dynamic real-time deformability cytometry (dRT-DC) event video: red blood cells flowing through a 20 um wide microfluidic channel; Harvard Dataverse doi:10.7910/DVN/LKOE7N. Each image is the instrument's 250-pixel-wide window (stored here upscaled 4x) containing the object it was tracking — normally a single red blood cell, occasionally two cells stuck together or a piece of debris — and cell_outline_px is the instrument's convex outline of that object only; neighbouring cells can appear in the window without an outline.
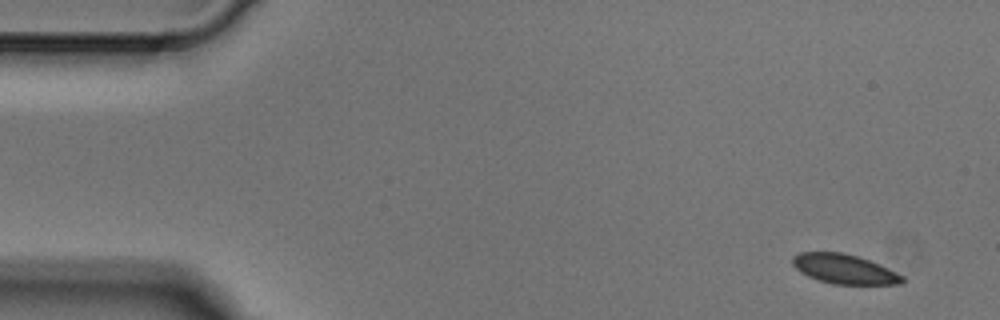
{"species": "Egyptian fruit bat (a non-hibernating species)", "species_latin": "Rousettus aegyptiacus", "temperature_condition": "cold", "stored_images_in_passage": 3, "camera_frame_rate_fps": 3000, "um_per_image_px": 0.085, "animal": {"sex": "male"}, "frame": {"image": 1, "passage_image": 1, "time_ms": 0.0, "image_size_px": [1000, 320], "cell_outline_px": [[904, 284], [832, 284], [808, 276], [800, 272], [792, 264], [792, 256], [800, 252], [840, 252], [856, 256], [880, 264], [904, 276]], "centroid_in_image_um": [71.76, 22.87], "position_along_channel_um": 13.2, "area_um2": 18.84}}
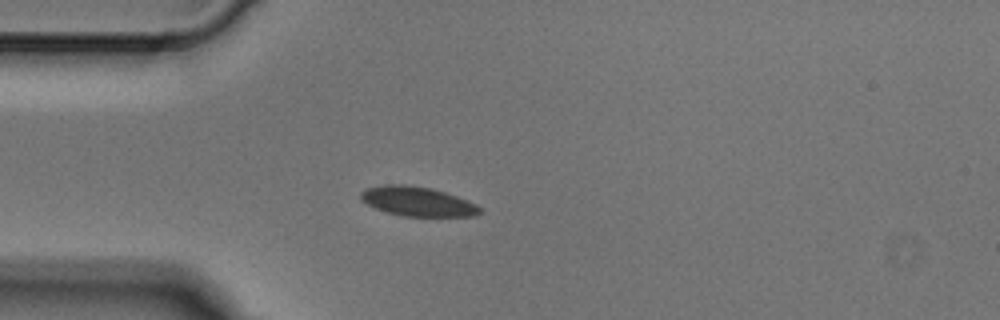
{"frame": {"image": 2, "passage_image": 3, "time_ms": 0.667, "image_size_px": [1000, 320], "cell_outline_px": [[484, 212], [476, 216], [404, 216], [388, 212], [376, 208], [360, 200], [360, 192], [368, 188], [384, 184], [408, 184], [432, 188], [456, 196], [476, 204]], "centroid_in_image_um": [35.5, 17.11], "position_along_channel_um": 49.5, "area_um2": 20.4}}